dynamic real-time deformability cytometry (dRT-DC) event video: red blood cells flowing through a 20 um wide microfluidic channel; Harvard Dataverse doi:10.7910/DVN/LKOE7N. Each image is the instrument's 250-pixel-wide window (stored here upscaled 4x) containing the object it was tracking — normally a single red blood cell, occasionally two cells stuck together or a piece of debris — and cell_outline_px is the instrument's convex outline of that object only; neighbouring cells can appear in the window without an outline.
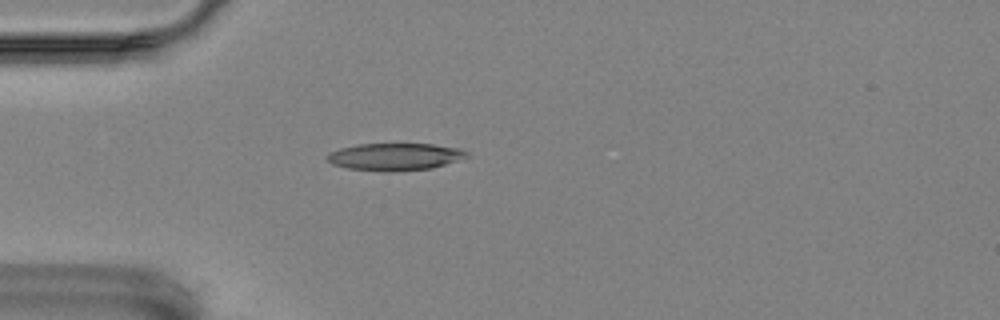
{"species": "Egyptian fruit bat (a non-hibernating species)", "species_latin": "Rousettus aegyptiacus", "temperature_condition": "room temperature", "stored_images_in_passage": 37, "camera_frame_rate_fps": 3000, "um_per_image_px": 0.085, "animal": {"sex": "female"}, "frame": {"image": 1, "passage_image": 1, "time_ms": 0.0, "image_size_px": [1000, 320], "cell_outline_px": [[468, 156], [432, 168], [388, 172], [384, 172], [348, 168], [332, 164], [324, 156], [340, 148], [360, 144], [432, 144], [460, 148], [468, 152]], "centroid_in_image_um": [33.55, 13.32], "position_along_channel_um": 51.5, "area_um2": 22.02}}
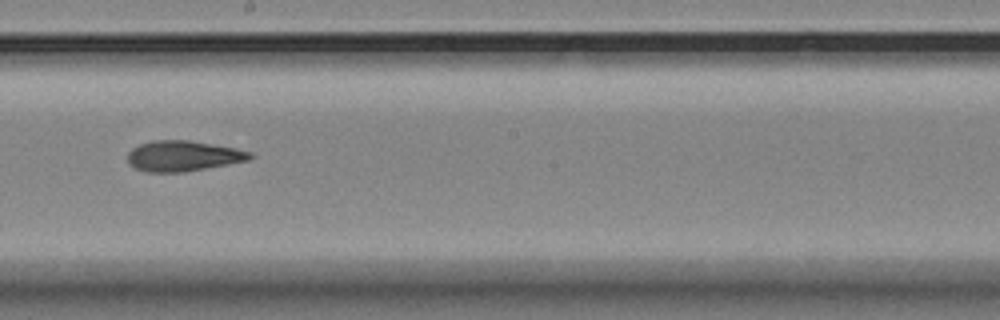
{"frame": {"image": 2, "passage_image": 17, "time_ms": 5.333, "image_size_px": [1000, 320], "cell_outline_px": [[256, 156], [248, 160], [228, 164], [184, 172], [144, 172], [128, 164], [128, 152], [132, 148], [140, 144], [152, 140], [188, 140], [236, 148], [252, 152]], "centroid_in_image_um": [15.56, 13.26], "position_along_channel_um": 232.6, "area_um2": 21.85}}
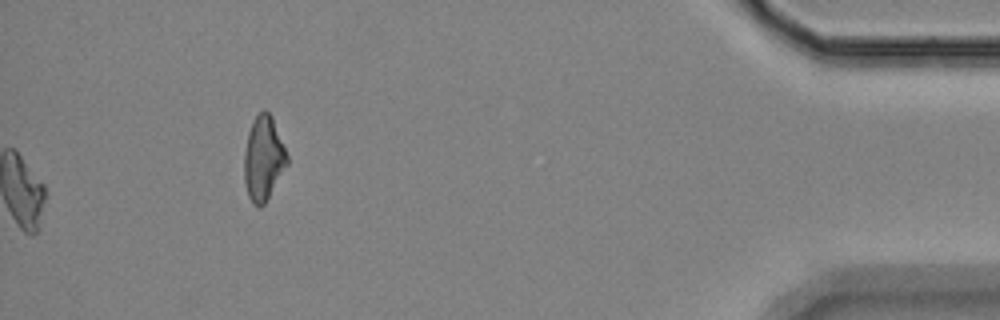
{"frame": {"image": 3, "passage_image": 37, "time_ms": 12.0, "image_size_px": [1000, 320], "cell_outline_px": [[288, 164], [264, 204], [260, 208], [252, 204], [248, 196], [244, 180], [244, 152], [248, 132], [252, 120], [264, 108], [272, 116], [288, 156]], "centroid_in_image_um": [22.38, 13.46], "position_along_channel_um": 412.8, "area_um2": 21.15}, "authors_computed_cell_mechanics": {"area_um2": 21.2704, "velocity_mm_per_s": 3.5706, "shape_relaxation_time_tau1_ms": null, "shape_relaxation_time_tau2_ms": 10.3072, "deformation_change_tau1": null, "deformation_change_tau2": 0.2267}}